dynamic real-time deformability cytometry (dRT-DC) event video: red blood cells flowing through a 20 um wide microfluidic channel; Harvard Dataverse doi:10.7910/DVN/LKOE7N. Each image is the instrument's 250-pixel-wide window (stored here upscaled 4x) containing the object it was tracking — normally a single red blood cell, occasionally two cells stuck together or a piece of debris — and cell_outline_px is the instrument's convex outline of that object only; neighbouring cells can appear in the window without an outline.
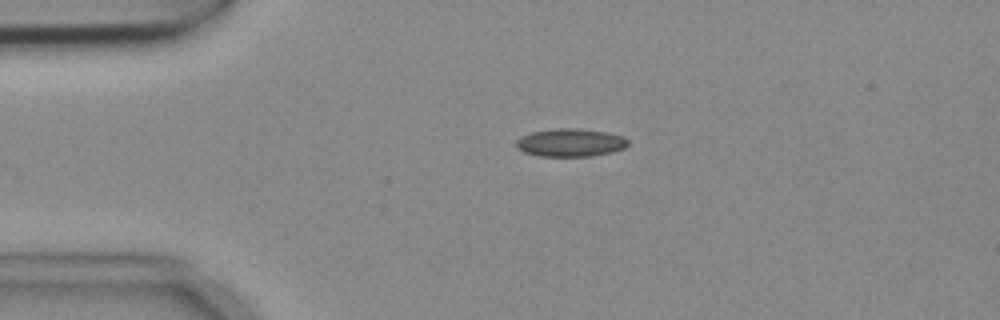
{"species": "common noctule bat (a hibernating species)", "species_latin": "Nyctalus noctula", "temperature_condition": "cold", "stored_images_in_passage": 3, "camera_frame_rate_fps": 3000, "um_per_image_px": 0.085, "animal": {"sex": "female", "body_mass_g": 18.4}, "frame": {"image": 1, "passage_image": 3, "time_ms": 0.667, "image_size_px": [1000, 320], "cell_outline_px": [[628, 144], [624, 148], [612, 152], [588, 156], [540, 156], [524, 152], [516, 148], [516, 140], [520, 136], [532, 132], [556, 128], [576, 128], [608, 132], [624, 136], [628, 140]], "centroid_in_image_um": [48.48, 12.11], "position_along_channel_um": 36.5, "area_um2": 18.32}}